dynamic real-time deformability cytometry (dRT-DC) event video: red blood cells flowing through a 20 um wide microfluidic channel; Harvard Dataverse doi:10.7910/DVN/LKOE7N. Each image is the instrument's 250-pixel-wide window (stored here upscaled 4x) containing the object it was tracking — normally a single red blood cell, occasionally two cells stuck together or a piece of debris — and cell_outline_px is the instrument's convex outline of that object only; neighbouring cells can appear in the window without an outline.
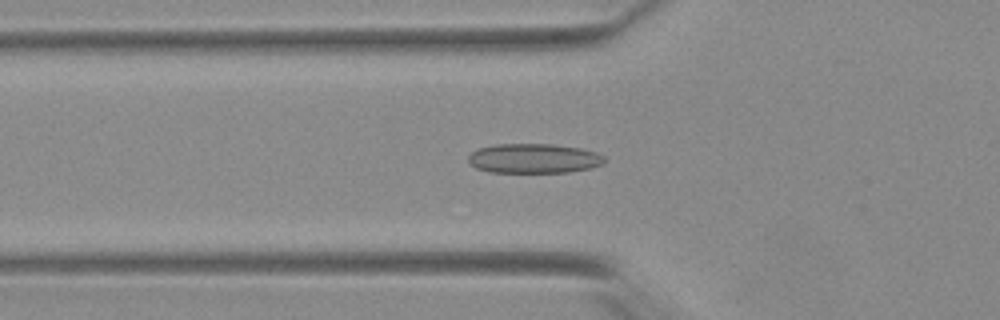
{"species": "Egyptian fruit bat (a non-hibernating species)", "species_latin": "Rousettus aegyptiacus", "temperature_condition": "warm", "stored_images_in_passage": 51, "camera_frame_rate_fps": 3000, "um_per_image_px": 0.085, "animal": {"sex": "female"}, "frame": {"image": 1, "passage_image": 17, "time_ms": 5.333, "image_size_px": [1000, 320], "cell_outline_px": [[604, 164], [588, 168], [568, 172], [488, 172], [476, 168], [468, 160], [468, 156], [472, 152], [480, 148], [496, 144], [552, 144], [580, 148], [596, 152], [604, 156]], "centroid_in_image_um": [45.37, 13.46], "position_along_channel_um": 80.4, "area_um2": 23.35}}
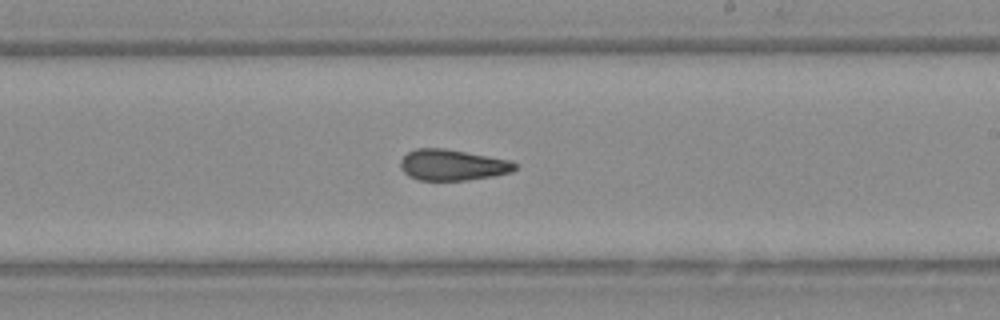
{"frame": {"image": 2, "passage_image": 30, "time_ms": 9.667, "image_size_px": [1000, 320], "cell_outline_px": [[516, 168], [512, 172], [492, 176], [468, 180], [420, 180], [408, 176], [400, 168], [400, 160], [408, 152], [416, 148], [444, 148], [512, 160], [516, 164]], "centroid_in_image_um": [38.46, 14.02], "position_along_channel_um": 250.5, "area_um2": 20.75}}
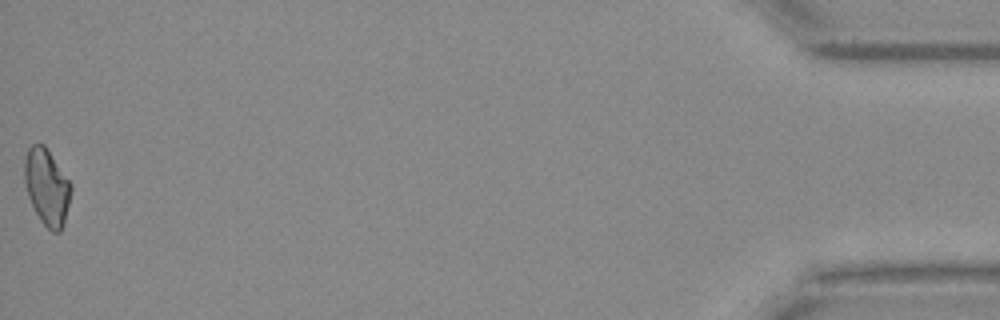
{"frame": {"image": 3, "passage_image": 51, "time_ms": 16.667, "image_size_px": [1000, 320], "cell_outline_px": [[72, 188], [64, 224], [60, 232], [52, 232], [40, 220], [28, 196], [24, 184], [24, 160], [28, 148], [32, 144], [44, 144], [72, 184]], "centroid_in_image_um": [3.98, 15.88], "position_along_channel_um": 431.2, "area_um2": 20.69}, "authors_computed_cell_mechanics": {"area_um2": 21.3282, "velocity_mm_per_s": 3.9228, "shape_relaxation_time_tau1_ms": null, "shape_relaxation_time_tau2_ms": 3.4433, "deformation_change_tau1": null, "deformation_change_tau2": 0.1037}}